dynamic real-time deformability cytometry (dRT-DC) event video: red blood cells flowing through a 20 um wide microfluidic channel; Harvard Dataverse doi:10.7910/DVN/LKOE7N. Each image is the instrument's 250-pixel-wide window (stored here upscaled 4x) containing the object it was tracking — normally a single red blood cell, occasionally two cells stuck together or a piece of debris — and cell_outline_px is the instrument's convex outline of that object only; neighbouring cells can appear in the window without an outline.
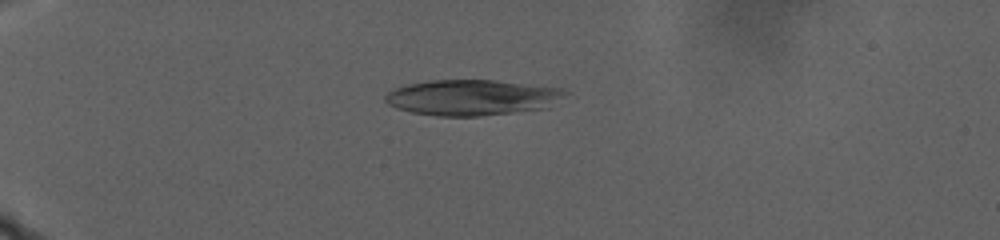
{"species": "human", "species_latin": "Homo sapiens", "temperature_condition": "warm", "stored_images_in_passage": 72, "camera_frame_rate_fps": 3000, "um_per_image_px": 0.085, "donor": {"sex": "male"}, "frame": {"image": 1, "passage_image": 1, "time_ms": 0.0, "image_size_px": [1000, 240], "cell_outline_px": [[572, 92], [552, 108], [480, 116], [436, 116], [412, 112], [396, 108], [388, 104], [384, 100], [384, 96], [388, 92], [404, 84], [428, 80], [496, 80], [564, 88]], "centroid_in_image_um": [40.22, 8.28], "position_along_channel_um": 44.8, "area_um2": 38.26}}
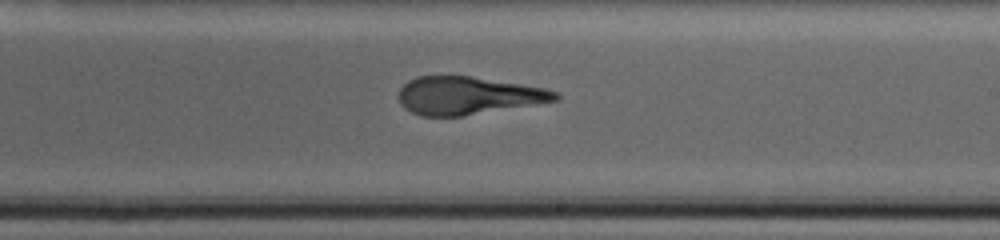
{"frame": {"image": 2, "passage_image": 37, "time_ms": 12.0, "image_size_px": [1000, 240], "cell_outline_px": [[560, 100], [460, 116], [420, 116], [404, 108], [400, 104], [400, 88], [408, 80], [416, 76], [468, 76], [520, 84], [544, 88], [556, 92], [560, 96]], "centroid_in_image_um": [39.75, 8.12], "position_along_channel_um": 249.3, "area_um2": 34.16}}
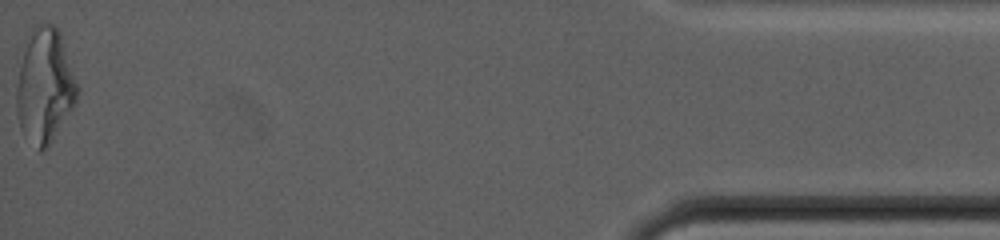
{"frame": {"image": 3, "passage_image": 72, "time_ms": 23.667, "image_size_px": [1000, 240], "cell_outline_px": [[80, 92], [76, 100], [48, 148], [40, 152], [20, 128], [16, 108], [16, 88], [20, 68], [28, 32], [32, 24], [56, 24], [60, 32], [80, 88]], "centroid_in_image_um": [3.82, 7.26], "position_along_channel_um": 431.4, "area_um2": 40.58}, "authors_computed_cell_mechanics": {"area_um2": 36.0094, "velocity_mm_per_s": 2.1886, "shape_relaxation_time_tau1_ms": null, "shape_relaxation_time_tau2_ms": 2.2877, "deformation_change_tau1": null, "deformation_change_tau2": 0.0964}}